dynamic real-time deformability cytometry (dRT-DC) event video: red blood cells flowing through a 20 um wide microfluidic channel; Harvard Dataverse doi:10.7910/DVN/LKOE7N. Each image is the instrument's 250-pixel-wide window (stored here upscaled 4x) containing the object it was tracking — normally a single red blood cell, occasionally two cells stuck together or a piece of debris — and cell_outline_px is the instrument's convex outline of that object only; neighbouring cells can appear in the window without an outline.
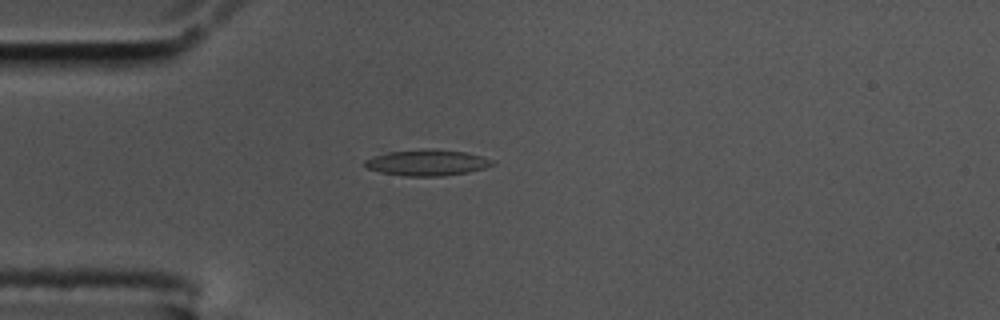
{"species": "common noctule bat (a hibernating species)", "species_latin": "Nyctalus noctula", "temperature_condition": "cold", "stored_images_in_passage": 9, "camera_frame_rate_fps": 3000, "um_per_image_px": 0.085, "animal": {"sex": "male", "body_mass_g": 17.5, "forearm_length_mm": 52.3}, "frame": {"image": 1, "passage_image": 1, "time_ms": 0.0, "image_size_px": [1000, 320], "cell_outline_px": [[492, 164], [484, 168], [468, 172], [444, 176], [404, 176], [380, 172], [368, 168], [364, 164], [364, 160], [372, 156], [388, 152], [420, 148], [432, 148], [464, 152], [484, 156], [492, 160]], "centroid_in_image_um": [36.27, 13.81], "position_along_channel_um": 48.7, "area_um2": 19.48}}
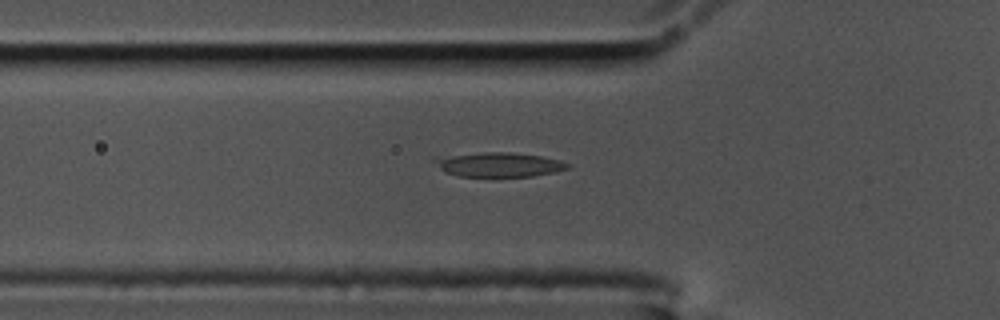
{"frame": {"image": 2, "passage_image": 5, "time_ms": 1.333, "image_size_px": [1000, 320], "cell_outline_px": [[572, 164], [568, 168], [552, 172], [532, 176], [456, 176], [444, 172], [432, 160], [432, 156], [484, 152], [512, 152], [544, 156], [560, 160]], "centroid_in_image_um": [42.35, 13.97], "position_along_channel_um": 83.5, "area_um2": 19.19}}
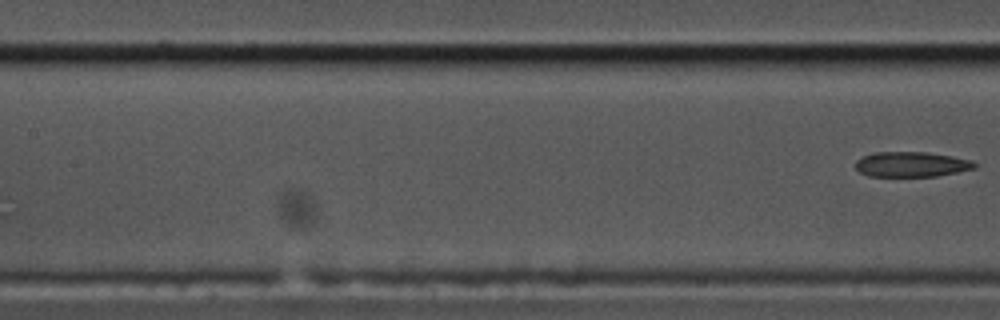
{"frame": {"image": 3, "passage_image": 9, "time_ms": 2.667, "image_size_px": [1000, 320], "cell_outline_px": [[980, 164], [976, 168], [936, 176], [868, 176], [860, 172], [856, 168], [856, 160], [864, 156], [876, 152], [928, 152], [952, 156], [972, 160]], "centroid_in_image_um": [77.52, 13.96], "position_along_channel_um": 129.9, "area_um2": 17.46}}